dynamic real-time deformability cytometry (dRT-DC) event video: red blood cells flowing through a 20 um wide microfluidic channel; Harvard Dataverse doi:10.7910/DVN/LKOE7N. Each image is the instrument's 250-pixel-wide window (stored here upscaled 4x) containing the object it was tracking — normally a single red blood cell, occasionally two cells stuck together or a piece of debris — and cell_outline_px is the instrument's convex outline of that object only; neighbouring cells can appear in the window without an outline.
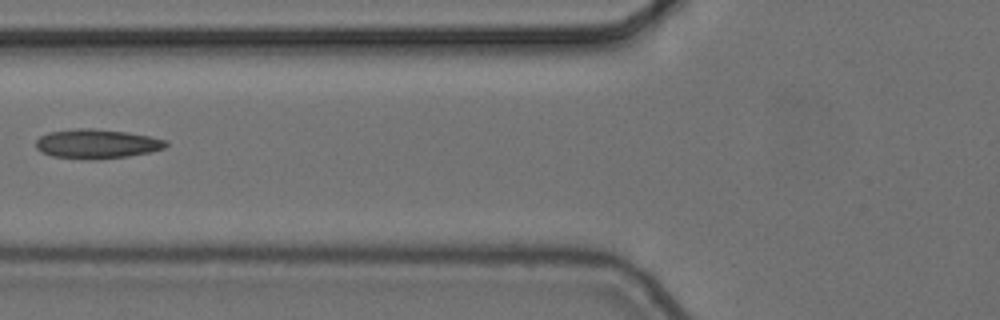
{"species": "common noctule bat (a hibernating species)", "species_latin": "Nyctalus noctula", "temperature_condition": "cold", "stored_images_in_passage": 7, "camera_frame_rate_fps": 3000, "um_per_image_px": 0.085, "animal": {"sex": "female", "body_mass_g": 24.6, "forearm_length_mm": 56.2}, "frame": {"image": 1, "passage_image": 6, "time_ms": 1.667, "image_size_px": [1000, 320], "cell_outline_px": [[168, 144], [164, 148], [152, 152], [128, 156], [92, 160], [52, 156], [40, 152], [36, 148], [36, 140], [40, 136], [48, 132], [76, 128], [92, 128], [128, 132], [168, 140]], "centroid_in_image_um": [8.22, 12.22], "position_along_channel_um": 117.6, "area_um2": 22.43}}
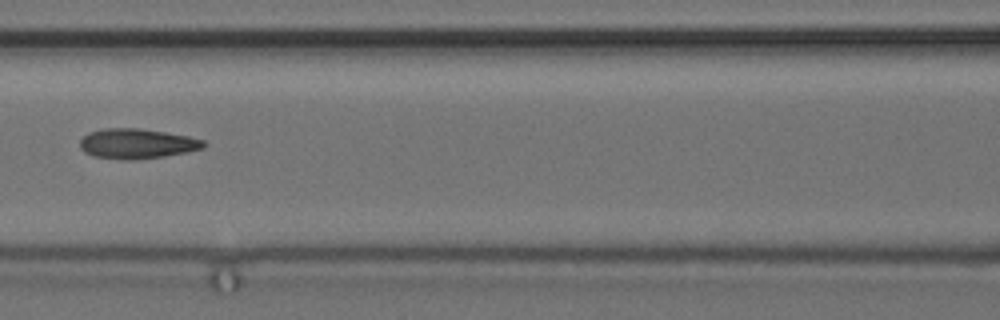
{"frame": {"image": 2, "passage_image": 7, "time_ms": 2.0, "image_size_px": [1000, 320], "cell_outline_px": [[208, 144], [204, 148], [188, 152], [164, 156], [132, 160], [124, 160], [92, 156], [84, 152], [80, 148], [80, 140], [88, 132], [104, 128], [140, 128], [188, 136], [204, 140]], "centroid_in_image_um": [11.64, 12.21], "position_along_channel_um": 155.0, "area_um2": 21.79}}